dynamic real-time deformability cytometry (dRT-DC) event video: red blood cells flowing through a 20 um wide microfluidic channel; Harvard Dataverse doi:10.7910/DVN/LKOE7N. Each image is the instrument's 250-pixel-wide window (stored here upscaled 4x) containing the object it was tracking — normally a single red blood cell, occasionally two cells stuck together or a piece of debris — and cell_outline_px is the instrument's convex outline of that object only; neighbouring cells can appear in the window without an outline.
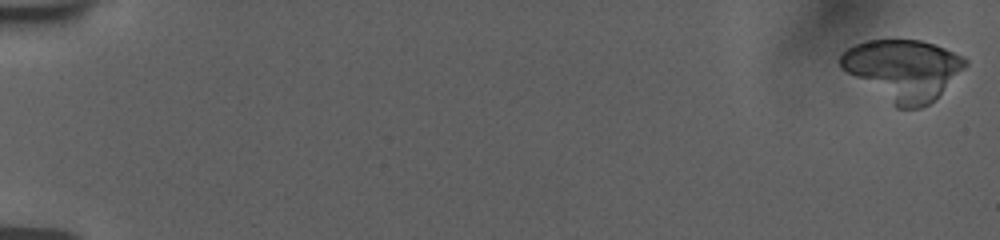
{"species": "human", "species_latin": "Homo sapiens", "temperature_condition": "room temperature", "stored_images_in_passage": 56, "camera_frame_rate_fps": 3000, "um_per_image_px": 0.085, "donor": {"sex": "female"}, "frame": {"image": 1, "passage_image": 1, "time_ms": 0.0, "image_size_px": [1000, 240], "cell_outline_px": [[968, 64], [936, 100], [920, 108], [896, 108], [848, 72], [840, 64], [840, 52], [856, 44], [868, 40], [920, 40], [944, 48], [964, 56], [968, 60]], "centroid_in_image_um": [76.81, 5.94], "position_along_channel_um": 8.2, "area_um2": 43.81}}
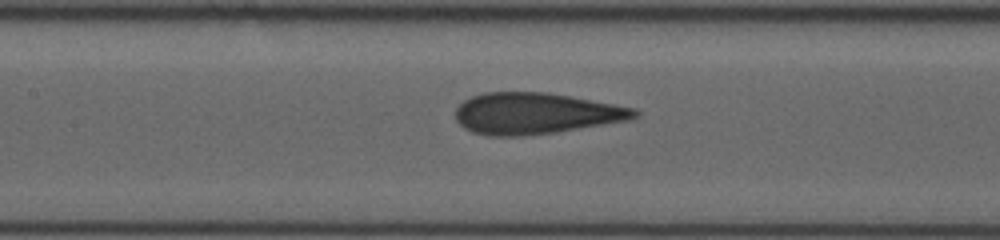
{"frame": {"image": 2, "passage_image": 28, "time_ms": 9.0, "image_size_px": [1000, 240], "cell_outline_px": [[640, 116], [632, 120], [556, 132], [520, 136], [492, 136], [472, 132], [464, 128], [456, 120], [456, 108], [464, 100], [472, 96], [484, 92], [548, 92], [636, 108], [640, 112]], "centroid_in_image_um": [45.56, 9.64], "position_along_channel_um": 161.8, "area_um2": 43.29}}
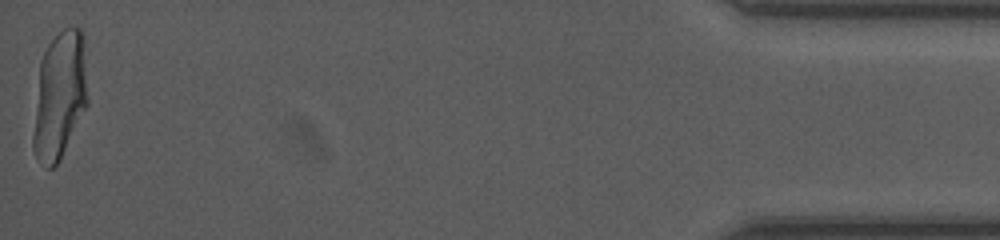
{"frame": {"image": 3, "passage_image": 56, "time_ms": 18.333, "image_size_px": [1000, 240], "cell_outline_px": [[88, 104], [60, 160], [52, 168], [44, 168], [36, 160], [32, 148], [32, 136], [40, 60], [48, 44], [64, 28], [80, 28], [84, 32], [88, 100]], "centroid_in_image_um": [5.07, 8.15], "position_along_channel_um": 430.1, "area_um2": 40.98}, "authors_computed_cell_mechanics": {"area_um2": 43.2633, "velocity_mm_per_s": 3.7706, "shape_relaxation_time_tau1_ms": 7.3916, "shape_relaxation_time_tau2_ms": 0.9197, "deformation_change_tau1": 0.2233, "deformation_change_tau2": 0.0968}}